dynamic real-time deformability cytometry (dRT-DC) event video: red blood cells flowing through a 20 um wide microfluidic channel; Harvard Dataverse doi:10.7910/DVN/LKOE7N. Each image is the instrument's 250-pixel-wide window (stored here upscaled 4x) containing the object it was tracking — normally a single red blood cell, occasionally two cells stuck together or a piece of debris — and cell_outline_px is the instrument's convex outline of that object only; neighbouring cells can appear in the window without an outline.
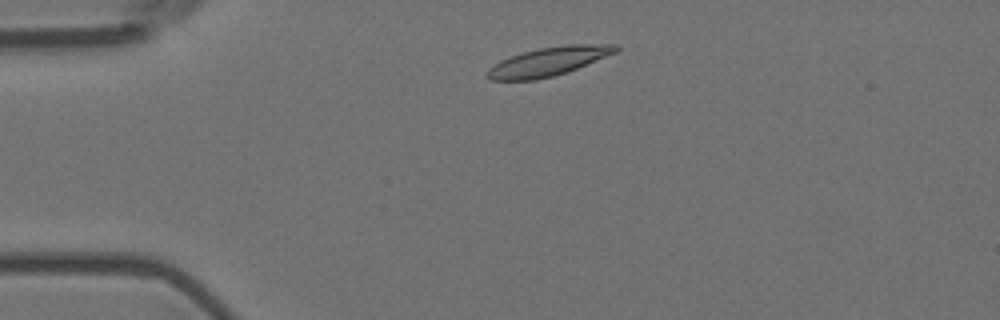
{"species": "Egyptian fruit bat (a non-hibernating species)", "species_latin": "Rousettus aegyptiacus", "temperature_condition": "room temperature", "stored_images_in_passage": 3, "camera_frame_rate_fps": 3000, "um_per_image_px": 0.085, "animal": {"sex": "female"}, "frame": {"image": 1, "passage_image": 2, "time_ms": 0.333, "image_size_px": [1000, 320], "cell_outline_px": [[620, 48], [616, 52], [568, 72], [536, 80], [488, 80], [484, 76], [484, 72], [488, 68], [500, 60], [524, 52], [540, 48], [564, 44], [620, 44]], "centroid_in_image_um": [46.59, 5.23], "position_along_channel_um": 38.4, "area_um2": 21.68}}